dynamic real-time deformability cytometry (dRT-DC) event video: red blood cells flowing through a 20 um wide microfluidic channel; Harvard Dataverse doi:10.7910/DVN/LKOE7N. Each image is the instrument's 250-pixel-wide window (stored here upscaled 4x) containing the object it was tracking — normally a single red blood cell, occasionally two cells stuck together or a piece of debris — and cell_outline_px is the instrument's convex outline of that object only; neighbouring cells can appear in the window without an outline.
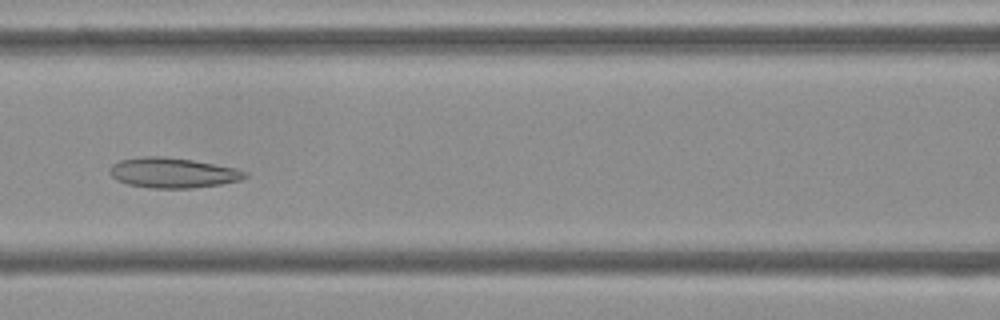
{"species": "Egyptian fruit bat (a non-hibernating species)", "species_latin": "Rousettus aegyptiacus", "temperature_condition": "cold", "stored_images_in_passage": 53, "camera_frame_rate_fps": 3000, "um_per_image_px": 0.085, "frame": {"image": 1, "passage_image": 23, "time_ms": 7.333, "image_size_px": [1000, 320], "cell_outline_px": [[248, 176], [240, 180], [220, 184], [192, 188], [152, 188], [128, 184], [116, 180], [112, 176], [108, 168], [112, 164], [120, 160], [140, 156], [164, 156], [192, 160], [236, 168], [248, 172]], "centroid_in_image_um": [14.67, 14.68], "position_along_channel_um": 151.9, "area_um2": 23.81}}
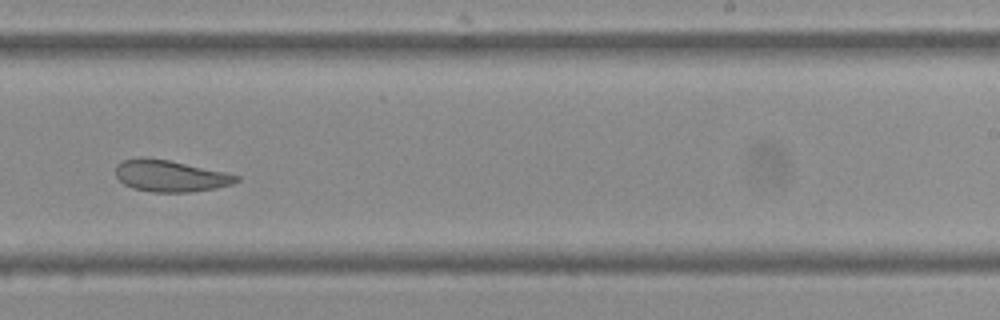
{"frame": {"image": 2, "passage_image": 33, "time_ms": 10.667, "image_size_px": [1000, 320], "cell_outline_px": [[240, 180], [232, 184], [216, 188], [188, 192], [152, 192], [132, 188], [124, 184], [116, 176], [116, 164], [124, 160], [136, 156], [140, 156], [168, 160], [224, 172], [240, 176]], "centroid_in_image_um": [14.44, 14.95], "position_along_channel_um": 274.6, "area_um2": 22.2}}
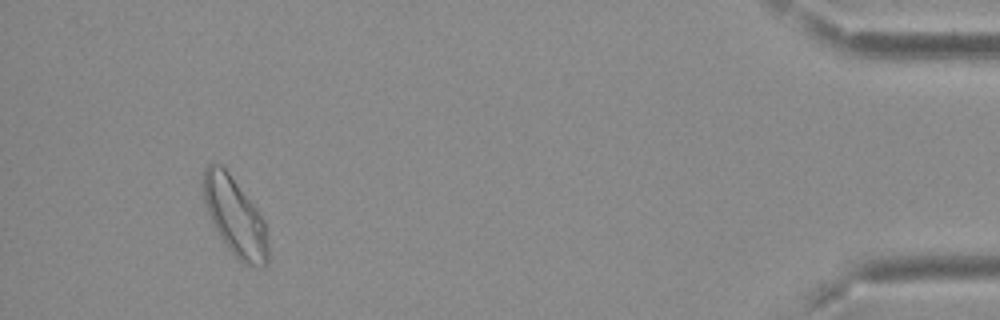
{"frame": {"image": 3, "passage_image": 50, "time_ms": 16.333, "image_size_px": [1000, 320], "cell_outline_px": [[268, 264], [264, 268], [244, 264], [232, 252], [220, 236], [208, 212], [204, 200], [204, 168], [208, 164], [220, 164], [228, 172], [256, 208], [264, 220], [268, 244]], "centroid_in_image_um": [20.01, 18.45], "position_along_channel_um": 415.2, "area_um2": 28.78}, "authors_computed_cell_mechanics": {"area_um2": 25.2008, "velocity_mm_per_s": 3.6887, "shape_relaxation_time_tau1_ms": null, "shape_relaxation_time_tau2_ms": 5.2943, "deformation_change_tau1": null, "deformation_change_tau2": 0.1415}}